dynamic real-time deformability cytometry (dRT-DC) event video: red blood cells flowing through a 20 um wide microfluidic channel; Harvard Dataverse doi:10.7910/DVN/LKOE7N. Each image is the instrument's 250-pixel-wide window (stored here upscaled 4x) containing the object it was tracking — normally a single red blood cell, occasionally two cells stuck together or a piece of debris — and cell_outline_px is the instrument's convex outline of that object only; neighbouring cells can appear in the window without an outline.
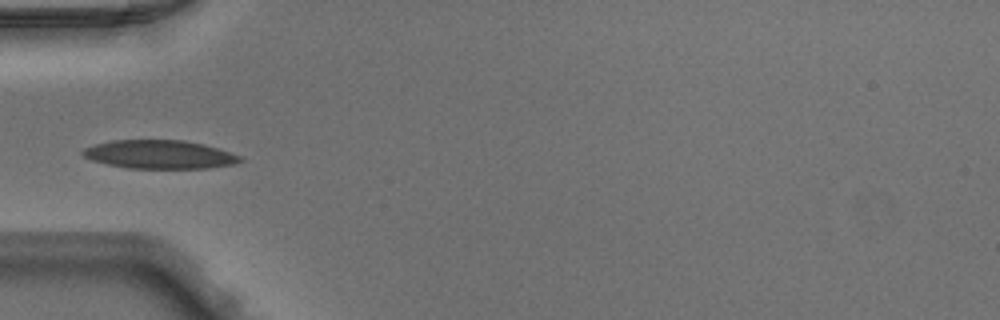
{"species": "Egyptian fruit bat (a non-hibernating species)", "species_latin": "Rousettus aegyptiacus", "temperature_condition": "warm", "stored_images_in_passage": 34, "camera_frame_rate_fps": 3000, "um_per_image_px": 0.085, "animal": {"sex": "male"}, "frame": {"image": 1, "passage_image": 1, "time_ms": 0.0, "image_size_px": [1000, 320], "cell_outline_px": [[244, 160], [236, 164], [208, 168], [128, 168], [108, 164], [92, 160], [84, 156], [80, 152], [84, 148], [96, 144], [112, 140], [184, 140], [204, 144], [220, 148], [240, 156]], "centroid_in_image_um": [13.6, 13.12], "position_along_channel_um": 71.4, "area_um2": 26.18}}
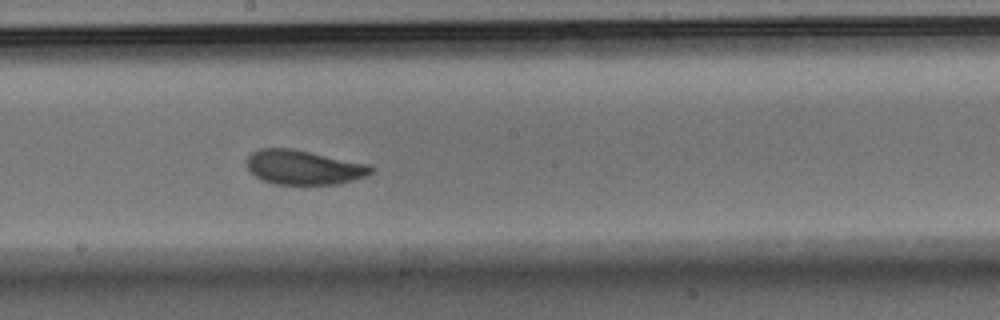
{"frame": {"image": 2, "passage_image": 12, "time_ms": 3.667, "image_size_px": [1000, 320], "cell_outline_px": [[376, 168], [368, 176], [340, 184], [276, 184], [264, 180], [256, 176], [248, 168], [248, 156], [252, 152], [260, 148], [292, 148], [372, 164]], "centroid_in_image_um": [25.91, 14.21], "position_along_channel_um": 222.3, "area_um2": 25.14}}
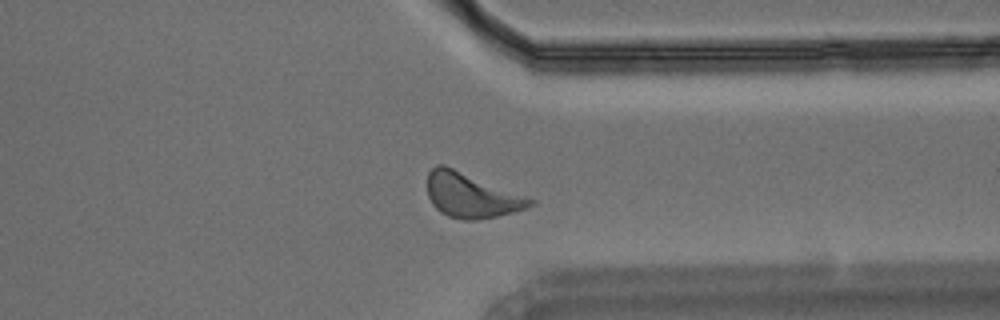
{"frame": {"image": 3, "passage_image": 23, "time_ms": 7.333, "image_size_px": [1000, 320], "cell_outline_px": [[536, 204], [512, 212], [496, 216], [472, 220], [464, 220], [448, 216], [440, 212], [432, 204], [428, 196], [428, 172], [436, 164], [444, 164], [528, 196], [536, 200]], "centroid_in_image_um": [40.06, 16.59], "position_along_channel_um": 371.3, "area_um2": 26.82}}